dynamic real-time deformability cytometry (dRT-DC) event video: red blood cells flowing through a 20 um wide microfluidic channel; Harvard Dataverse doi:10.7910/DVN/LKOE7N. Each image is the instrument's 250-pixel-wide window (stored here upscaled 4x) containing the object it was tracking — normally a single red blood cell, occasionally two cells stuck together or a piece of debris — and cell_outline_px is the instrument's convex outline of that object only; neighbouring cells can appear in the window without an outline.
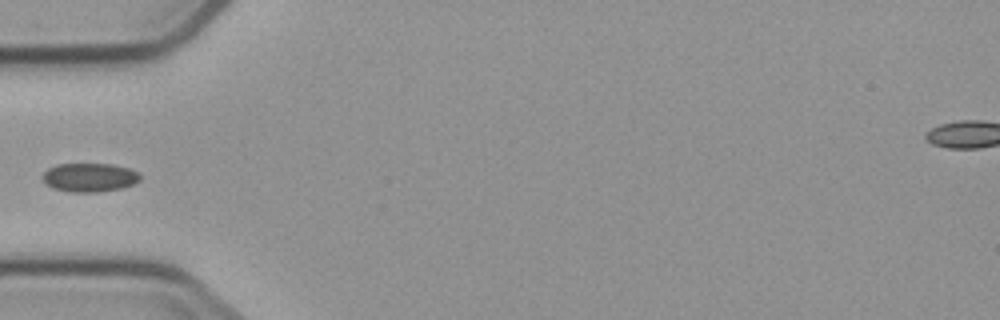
{"species": "common noctule bat (a hibernating species)", "species_latin": "Nyctalus noctula", "temperature_condition": "cold", "stored_images_in_passage": 4, "camera_frame_rate_fps": 3000, "um_per_image_px": 0.085, "animal": {"sex": "male", "body_mass_g": 23.1, "forearm_length_mm": 52.7}, "frame": {"image": 1, "passage_image": 4, "time_ms": 4.333, "image_size_px": [1000, 320], "cell_outline_px": [[140, 180], [132, 184], [120, 188], [96, 192], [68, 192], [52, 188], [44, 184], [44, 172], [48, 168], [56, 164], [112, 164], [128, 168], [136, 172], [140, 176]], "centroid_in_image_um": [7.56, 15.08], "position_along_channel_um": 77.4, "area_um2": 16.24}}